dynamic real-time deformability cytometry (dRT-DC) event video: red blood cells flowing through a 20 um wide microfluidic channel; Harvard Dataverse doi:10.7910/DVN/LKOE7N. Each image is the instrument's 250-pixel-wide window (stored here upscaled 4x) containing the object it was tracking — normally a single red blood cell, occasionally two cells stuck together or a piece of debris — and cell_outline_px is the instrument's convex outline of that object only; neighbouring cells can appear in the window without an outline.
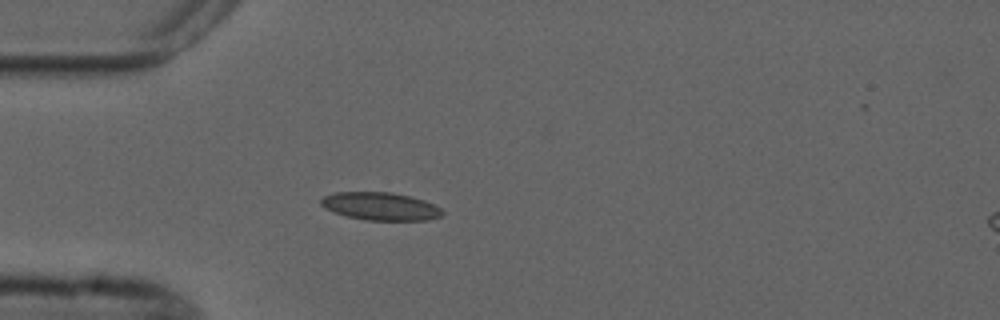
{"species": "common noctule bat (a hibernating species)", "species_latin": "Nyctalus noctula", "temperature_condition": "cold", "stored_images_in_passage": 6, "camera_frame_rate_fps": 3000, "um_per_image_px": 0.085, "animal": {"sex": "male", "forearm_length_mm": 52.5}, "frame": {"image": 1, "passage_image": 5, "time_ms": 4.667, "image_size_px": [1000, 320], "cell_outline_px": [[444, 212], [440, 216], [428, 220], [364, 220], [344, 216], [324, 208], [320, 204], [320, 200], [324, 196], [336, 192], [392, 192], [424, 200], [440, 208]], "centroid_in_image_um": [32.3, 17.54], "position_along_channel_um": 52.7, "area_um2": 19.71}}